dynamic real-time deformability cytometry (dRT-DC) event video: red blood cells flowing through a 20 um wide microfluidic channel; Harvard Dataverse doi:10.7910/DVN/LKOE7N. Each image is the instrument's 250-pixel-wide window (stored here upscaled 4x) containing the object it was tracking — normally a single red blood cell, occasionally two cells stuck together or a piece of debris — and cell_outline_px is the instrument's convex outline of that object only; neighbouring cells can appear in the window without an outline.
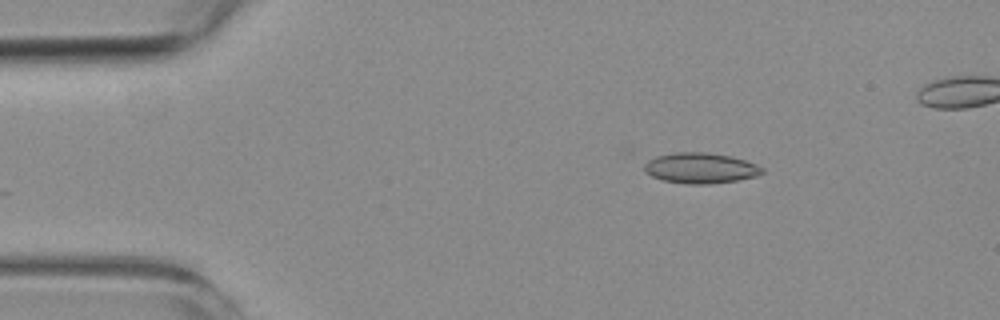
{"species": "common noctule bat (a hibernating species)", "species_latin": "Nyctalus noctula", "temperature_condition": "room temperature", "stored_images_in_passage": 6, "camera_frame_rate_fps": 3000, "um_per_image_px": 0.085, "animal": {"sex": "female", "body_mass_g": 19.3, "forearm_length_mm": 54.1}, "frame": {"image": 1, "passage_image": 3, "time_ms": 2.333, "image_size_px": [1000, 320], "cell_outline_px": [[764, 172], [756, 176], [736, 180], [708, 184], [684, 184], [664, 180], [652, 176], [644, 172], [644, 164], [648, 160], [656, 156], [676, 152], [708, 152], [732, 156], [756, 164], [764, 168]], "centroid_in_image_um": [59.53, 14.28], "position_along_channel_um": 25.5, "area_um2": 21.04}}